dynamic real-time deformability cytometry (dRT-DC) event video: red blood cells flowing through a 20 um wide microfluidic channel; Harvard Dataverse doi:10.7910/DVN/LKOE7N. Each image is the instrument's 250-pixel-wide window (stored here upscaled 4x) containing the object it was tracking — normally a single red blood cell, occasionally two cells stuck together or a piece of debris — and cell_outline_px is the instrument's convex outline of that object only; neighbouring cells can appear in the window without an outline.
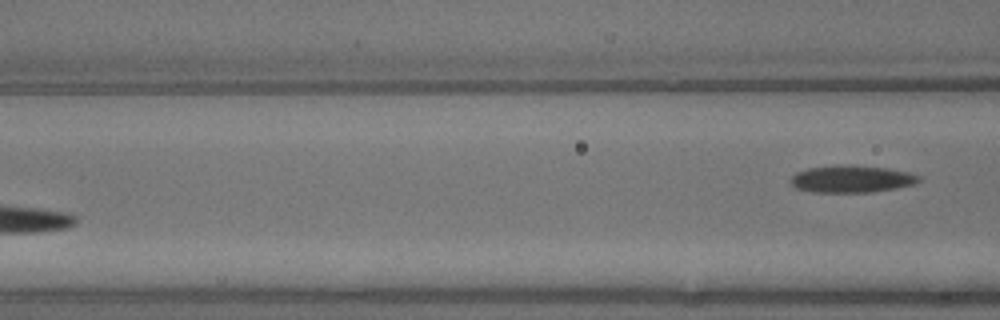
{"species": "common noctule bat (a hibernating species)", "species_latin": "Nyctalus noctula", "temperature_condition": "warm", "stored_images_in_passage": 4, "segment_of_instrument_passage": [2, 2], "camera_frame_rate_fps": 3000, "um_per_image_px": 0.085, "animal": {"sex": "male", "body_mass_g": 13.3}, "frame": {"image": 1, "passage_image": 4, "time_ms": 1.0, "image_size_px": [1000, 320], "cell_outline_px": [[920, 180], [916, 184], [896, 188], [872, 192], [812, 192], [796, 188], [792, 184], [792, 176], [796, 172], [808, 168], [844, 164], [848, 164], [888, 168], [908, 172], [920, 176]], "centroid_in_image_um": [72.41, 15.21], "position_along_channel_um": 94.2, "area_um2": 20.35}}